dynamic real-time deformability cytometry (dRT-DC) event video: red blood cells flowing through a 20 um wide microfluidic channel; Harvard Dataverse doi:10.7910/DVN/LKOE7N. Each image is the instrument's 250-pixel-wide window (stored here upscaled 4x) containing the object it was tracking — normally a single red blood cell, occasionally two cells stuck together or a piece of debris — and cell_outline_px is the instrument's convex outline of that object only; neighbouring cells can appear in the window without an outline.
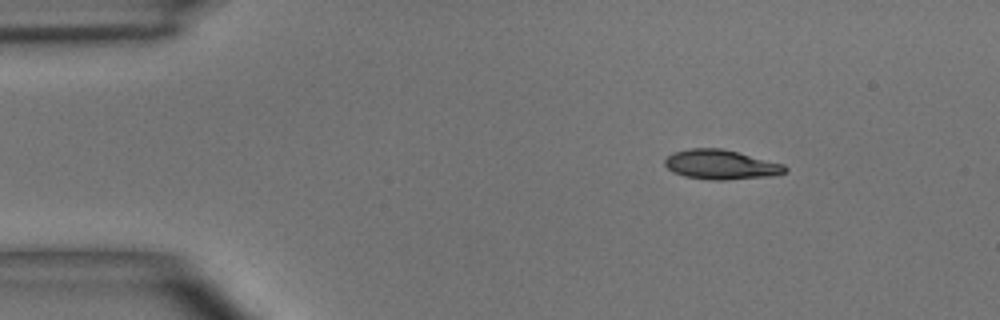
{"species": "common noctule bat (a hibernating species)", "species_latin": "Nyctalus noctula", "temperature_condition": "room temperature", "stored_images_in_passage": 3, "camera_frame_rate_fps": 3000, "um_per_image_px": 0.085, "animal": {"sex": "male", "body_mass_g": 15.6}, "frame": {"image": 1, "passage_image": 1, "time_ms": 0.0, "image_size_px": [1000, 320], "cell_outline_px": [[788, 172], [772, 176], [724, 180], [712, 180], [684, 176], [672, 172], [664, 164], [664, 160], [672, 152], [688, 148], [720, 148], [784, 164], [788, 168]], "centroid_in_image_um": [61.27, 13.99], "position_along_channel_um": 23.7, "area_um2": 20.75}}